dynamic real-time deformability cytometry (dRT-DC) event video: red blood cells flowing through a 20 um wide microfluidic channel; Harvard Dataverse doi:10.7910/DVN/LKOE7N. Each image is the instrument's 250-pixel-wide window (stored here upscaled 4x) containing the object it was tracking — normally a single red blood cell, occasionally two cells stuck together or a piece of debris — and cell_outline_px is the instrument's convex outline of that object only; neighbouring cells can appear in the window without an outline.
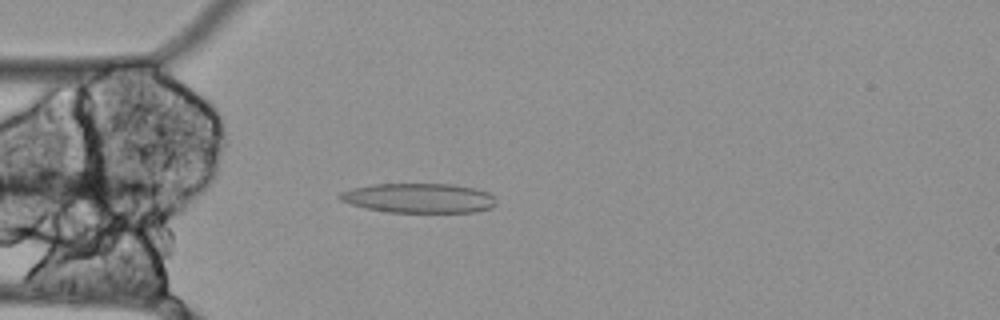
{"species": "Egyptian fruit bat (a non-hibernating species)", "species_latin": "Rousettus aegyptiacus", "temperature_condition": "cold", "stored_images_in_passage": 6, "camera_frame_rate_fps": 3000, "um_per_image_px": 0.085, "animal": {"sex": "female"}, "frame": {"image": 1, "passage_image": 2, "time_ms": 0.333, "image_size_px": [1000, 320], "cell_outline_px": [[496, 204], [492, 208], [476, 212], [388, 212], [364, 208], [340, 200], [336, 196], [340, 192], [352, 188], [372, 184], [456, 184], [476, 188], [488, 192], [492, 196]], "centroid_in_image_um": [35.6, 16.83], "position_along_channel_um": 49.4, "area_um2": 27.17}}
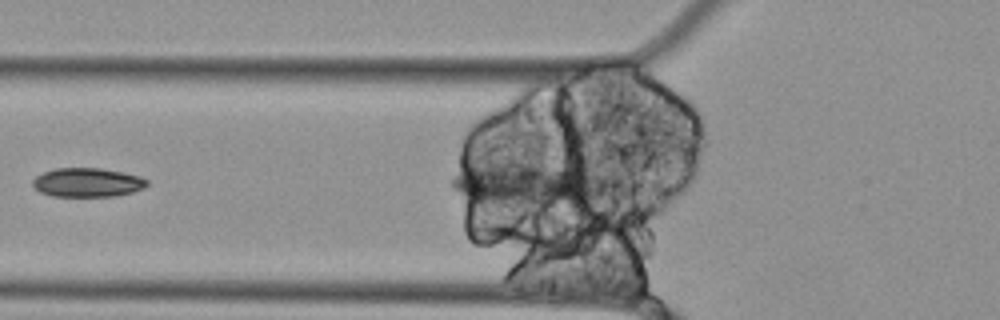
{"frame": {"image": 2, "passage_image": 5, "time_ms": 1.333, "image_size_px": [1000, 320], "cell_outline_px": [[148, 184], [144, 188], [132, 192], [112, 196], [52, 196], [40, 192], [32, 184], [32, 180], [36, 176], [44, 172], [56, 168], [100, 168], [140, 176], [148, 180]], "centroid_in_image_um": [7.42, 15.51], "position_along_channel_um": 118.4, "area_um2": 19.19}}